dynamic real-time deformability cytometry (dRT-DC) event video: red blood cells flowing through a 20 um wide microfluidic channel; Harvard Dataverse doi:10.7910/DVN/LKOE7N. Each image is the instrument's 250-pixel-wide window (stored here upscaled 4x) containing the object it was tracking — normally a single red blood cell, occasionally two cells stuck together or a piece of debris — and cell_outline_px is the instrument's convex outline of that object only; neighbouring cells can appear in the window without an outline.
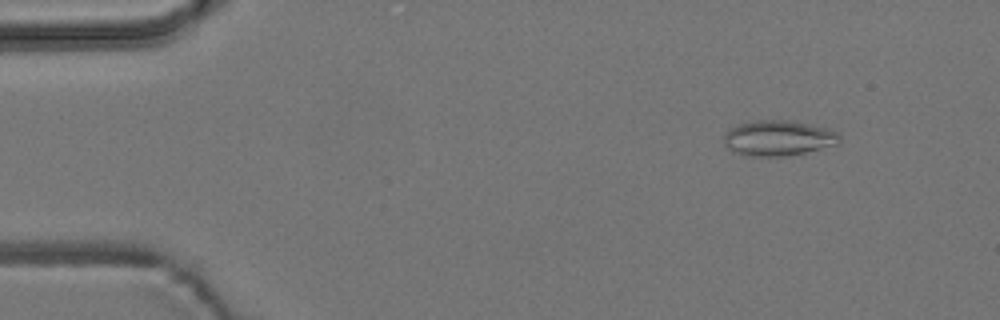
{"species": "common noctule bat (a hibernating species)", "species_latin": "Nyctalus noctula", "temperature_condition": "room temperature", "stored_images_in_passage": 5, "camera_frame_rate_fps": 3000, "um_per_image_px": 0.085, "animal": {"sex": "male", "body_mass_g": 19.2, "forearm_length_mm": 51.8}, "frame": {"image": 1, "passage_image": 2, "time_ms": 1.333, "image_size_px": [1000, 320], "cell_outline_px": [[840, 144], [788, 156], [748, 156], [736, 152], [728, 148], [724, 144], [724, 132], [740, 124], [756, 120], [796, 120], [832, 128], [840, 132]], "centroid_in_image_um": [66.24, 11.72], "position_along_channel_um": 18.8, "area_um2": 24.33}}